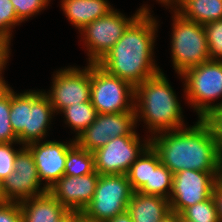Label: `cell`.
Segmentation results:
<instances>
[{
    "label": "cell",
    "mask_w": 222,
    "mask_h": 222,
    "mask_svg": "<svg viewBox=\"0 0 222 222\" xmlns=\"http://www.w3.org/2000/svg\"><path fill=\"white\" fill-rule=\"evenodd\" d=\"M188 0H174L173 3L171 4V9L173 7V11H174V8H175V11H178ZM175 4V6L173 5ZM178 6V8H176Z\"/></svg>",
    "instance_id": "obj_39"
},
{
    "label": "cell",
    "mask_w": 222,
    "mask_h": 222,
    "mask_svg": "<svg viewBox=\"0 0 222 222\" xmlns=\"http://www.w3.org/2000/svg\"><path fill=\"white\" fill-rule=\"evenodd\" d=\"M98 179L96 171L84 176L63 175L48 192L67 211L82 212L93 199Z\"/></svg>",
    "instance_id": "obj_15"
},
{
    "label": "cell",
    "mask_w": 222,
    "mask_h": 222,
    "mask_svg": "<svg viewBox=\"0 0 222 222\" xmlns=\"http://www.w3.org/2000/svg\"><path fill=\"white\" fill-rule=\"evenodd\" d=\"M94 171V154L75 143L67 152L64 175L84 176Z\"/></svg>",
    "instance_id": "obj_22"
},
{
    "label": "cell",
    "mask_w": 222,
    "mask_h": 222,
    "mask_svg": "<svg viewBox=\"0 0 222 222\" xmlns=\"http://www.w3.org/2000/svg\"><path fill=\"white\" fill-rule=\"evenodd\" d=\"M7 202L21 203L48 190L41 186L31 151L23 146L14 161V171L3 181Z\"/></svg>",
    "instance_id": "obj_13"
},
{
    "label": "cell",
    "mask_w": 222,
    "mask_h": 222,
    "mask_svg": "<svg viewBox=\"0 0 222 222\" xmlns=\"http://www.w3.org/2000/svg\"><path fill=\"white\" fill-rule=\"evenodd\" d=\"M203 120L210 126L218 148L222 151V107L212 110Z\"/></svg>",
    "instance_id": "obj_32"
},
{
    "label": "cell",
    "mask_w": 222,
    "mask_h": 222,
    "mask_svg": "<svg viewBox=\"0 0 222 222\" xmlns=\"http://www.w3.org/2000/svg\"><path fill=\"white\" fill-rule=\"evenodd\" d=\"M133 193L126 174L99 175L93 199L82 216L93 222H107L127 211Z\"/></svg>",
    "instance_id": "obj_6"
},
{
    "label": "cell",
    "mask_w": 222,
    "mask_h": 222,
    "mask_svg": "<svg viewBox=\"0 0 222 222\" xmlns=\"http://www.w3.org/2000/svg\"><path fill=\"white\" fill-rule=\"evenodd\" d=\"M212 198L217 210L218 221L222 222V188L218 184L213 188Z\"/></svg>",
    "instance_id": "obj_34"
},
{
    "label": "cell",
    "mask_w": 222,
    "mask_h": 222,
    "mask_svg": "<svg viewBox=\"0 0 222 222\" xmlns=\"http://www.w3.org/2000/svg\"><path fill=\"white\" fill-rule=\"evenodd\" d=\"M19 142L0 143V179L4 181L14 171V161L18 152L12 144Z\"/></svg>",
    "instance_id": "obj_31"
},
{
    "label": "cell",
    "mask_w": 222,
    "mask_h": 222,
    "mask_svg": "<svg viewBox=\"0 0 222 222\" xmlns=\"http://www.w3.org/2000/svg\"><path fill=\"white\" fill-rule=\"evenodd\" d=\"M134 109L136 123L143 118L151 136L186 127L177 95L162 71L135 87Z\"/></svg>",
    "instance_id": "obj_3"
},
{
    "label": "cell",
    "mask_w": 222,
    "mask_h": 222,
    "mask_svg": "<svg viewBox=\"0 0 222 222\" xmlns=\"http://www.w3.org/2000/svg\"><path fill=\"white\" fill-rule=\"evenodd\" d=\"M82 217V213L78 211H67L56 222H77Z\"/></svg>",
    "instance_id": "obj_36"
},
{
    "label": "cell",
    "mask_w": 222,
    "mask_h": 222,
    "mask_svg": "<svg viewBox=\"0 0 222 222\" xmlns=\"http://www.w3.org/2000/svg\"><path fill=\"white\" fill-rule=\"evenodd\" d=\"M140 142L138 135H124L108 141L93 152L95 171L99 175L127 174L131 164L150 144L148 138Z\"/></svg>",
    "instance_id": "obj_10"
},
{
    "label": "cell",
    "mask_w": 222,
    "mask_h": 222,
    "mask_svg": "<svg viewBox=\"0 0 222 222\" xmlns=\"http://www.w3.org/2000/svg\"><path fill=\"white\" fill-rule=\"evenodd\" d=\"M22 222H56L67 210L48 191L20 203Z\"/></svg>",
    "instance_id": "obj_18"
},
{
    "label": "cell",
    "mask_w": 222,
    "mask_h": 222,
    "mask_svg": "<svg viewBox=\"0 0 222 222\" xmlns=\"http://www.w3.org/2000/svg\"><path fill=\"white\" fill-rule=\"evenodd\" d=\"M135 111L97 114L94 122L76 139V143L92 153L108 141L124 135H138L135 131Z\"/></svg>",
    "instance_id": "obj_12"
},
{
    "label": "cell",
    "mask_w": 222,
    "mask_h": 222,
    "mask_svg": "<svg viewBox=\"0 0 222 222\" xmlns=\"http://www.w3.org/2000/svg\"><path fill=\"white\" fill-rule=\"evenodd\" d=\"M22 23L15 13V8L10 0H0V39L9 46L12 37V27Z\"/></svg>",
    "instance_id": "obj_28"
},
{
    "label": "cell",
    "mask_w": 222,
    "mask_h": 222,
    "mask_svg": "<svg viewBox=\"0 0 222 222\" xmlns=\"http://www.w3.org/2000/svg\"><path fill=\"white\" fill-rule=\"evenodd\" d=\"M217 184L222 188V157L220 159V164H219Z\"/></svg>",
    "instance_id": "obj_41"
},
{
    "label": "cell",
    "mask_w": 222,
    "mask_h": 222,
    "mask_svg": "<svg viewBox=\"0 0 222 222\" xmlns=\"http://www.w3.org/2000/svg\"><path fill=\"white\" fill-rule=\"evenodd\" d=\"M187 102L196 110L198 119H204L212 110L222 107V101H211L222 96V61H207L184 71Z\"/></svg>",
    "instance_id": "obj_4"
},
{
    "label": "cell",
    "mask_w": 222,
    "mask_h": 222,
    "mask_svg": "<svg viewBox=\"0 0 222 222\" xmlns=\"http://www.w3.org/2000/svg\"><path fill=\"white\" fill-rule=\"evenodd\" d=\"M50 0H10L15 8L17 18L24 22L48 6Z\"/></svg>",
    "instance_id": "obj_30"
},
{
    "label": "cell",
    "mask_w": 222,
    "mask_h": 222,
    "mask_svg": "<svg viewBox=\"0 0 222 222\" xmlns=\"http://www.w3.org/2000/svg\"><path fill=\"white\" fill-rule=\"evenodd\" d=\"M171 54L178 75L187 69L209 61L204 25L185 19L174 10Z\"/></svg>",
    "instance_id": "obj_5"
},
{
    "label": "cell",
    "mask_w": 222,
    "mask_h": 222,
    "mask_svg": "<svg viewBox=\"0 0 222 222\" xmlns=\"http://www.w3.org/2000/svg\"><path fill=\"white\" fill-rule=\"evenodd\" d=\"M198 24L222 20V0H188L178 11Z\"/></svg>",
    "instance_id": "obj_21"
},
{
    "label": "cell",
    "mask_w": 222,
    "mask_h": 222,
    "mask_svg": "<svg viewBox=\"0 0 222 222\" xmlns=\"http://www.w3.org/2000/svg\"><path fill=\"white\" fill-rule=\"evenodd\" d=\"M135 88L110 75L98 64H91V103L98 114L135 111Z\"/></svg>",
    "instance_id": "obj_7"
},
{
    "label": "cell",
    "mask_w": 222,
    "mask_h": 222,
    "mask_svg": "<svg viewBox=\"0 0 222 222\" xmlns=\"http://www.w3.org/2000/svg\"><path fill=\"white\" fill-rule=\"evenodd\" d=\"M159 1L160 3L164 4L165 6H171V4L173 3L174 0H157Z\"/></svg>",
    "instance_id": "obj_43"
},
{
    "label": "cell",
    "mask_w": 222,
    "mask_h": 222,
    "mask_svg": "<svg viewBox=\"0 0 222 222\" xmlns=\"http://www.w3.org/2000/svg\"><path fill=\"white\" fill-rule=\"evenodd\" d=\"M107 222H134V221L132 220L131 215L126 211L125 213L117 215Z\"/></svg>",
    "instance_id": "obj_38"
},
{
    "label": "cell",
    "mask_w": 222,
    "mask_h": 222,
    "mask_svg": "<svg viewBox=\"0 0 222 222\" xmlns=\"http://www.w3.org/2000/svg\"><path fill=\"white\" fill-rule=\"evenodd\" d=\"M218 173L183 170L173 174L169 196L170 210L181 213L185 208L203 202L212 196Z\"/></svg>",
    "instance_id": "obj_11"
},
{
    "label": "cell",
    "mask_w": 222,
    "mask_h": 222,
    "mask_svg": "<svg viewBox=\"0 0 222 222\" xmlns=\"http://www.w3.org/2000/svg\"><path fill=\"white\" fill-rule=\"evenodd\" d=\"M12 130L18 137L28 128V91L17 94L10 87V116Z\"/></svg>",
    "instance_id": "obj_24"
},
{
    "label": "cell",
    "mask_w": 222,
    "mask_h": 222,
    "mask_svg": "<svg viewBox=\"0 0 222 222\" xmlns=\"http://www.w3.org/2000/svg\"><path fill=\"white\" fill-rule=\"evenodd\" d=\"M0 222H22L20 203H0Z\"/></svg>",
    "instance_id": "obj_33"
},
{
    "label": "cell",
    "mask_w": 222,
    "mask_h": 222,
    "mask_svg": "<svg viewBox=\"0 0 222 222\" xmlns=\"http://www.w3.org/2000/svg\"><path fill=\"white\" fill-rule=\"evenodd\" d=\"M160 222H182V218L179 213L171 211Z\"/></svg>",
    "instance_id": "obj_37"
},
{
    "label": "cell",
    "mask_w": 222,
    "mask_h": 222,
    "mask_svg": "<svg viewBox=\"0 0 222 222\" xmlns=\"http://www.w3.org/2000/svg\"><path fill=\"white\" fill-rule=\"evenodd\" d=\"M8 86L4 79H0V93Z\"/></svg>",
    "instance_id": "obj_42"
},
{
    "label": "cell",
    "mask_w": 222,
    "mask_h": 222,
    "mask_svg": "<svg viewBox=\"0 0 222 222\" xmlns=\"http://www.w3.org/2000/svg\"><path fill=\"white\" fill-rule=\"evenodd\" d=\"M10 116V87L0 93V143L18 142L9 119Z\"/></svg>",
    "instance_id": "obj_27"
},
{
    "label": "cell",
    "mask_w": 222,
    "mask_h": 222,
    "mask_svg": "<svg viewBox=\"0 0 222 222\" xmlns=\"http://www.w3.org/2000/svg\"><path fill=\"white\" fill-rule=\"evenodd\" d=\"M149 143L173 174L186 169L218 173L222 151L203 119L190 127L155 134Z\"/></svg>",
    "instance_id": "obj_2"
},
{
    "label": "cell",
    "mask_w": 222,
    "mask_h": 222,
    "mask_svg": "<svg viewBox=\"0 0 222 222\" xmlns=\"http://www.w3.org/2000/svg\"><path fill=\"white\" fill-rule=\"evenodd\" d=\"M53 76L51 90L44 94L57 114L70 105L91 101V64L82 70L75 66L60 69Z\"/></svg>",
    "instance_id": "obj_9"
},
{
    "label": "cell",
    "mask_w": 222,
    "mask_h": 222,
    "mask_svg": "<svg viewBox=\"0 0 222 222\" xmlns=\"http://www.w3.org/2000/svg\"><path fill=\"white\" fill-rule=\"evenodd\" d=\"M77 222H93V221L87 220L82 216Z\"/></svg>",
    "instance_id": "obj_44"
},
{
    "label": "cell",
    "mask_w": 222,
    "mask_h": 222,
    "mask_svg": "<svg viewBox=\"0 0 222 222\" xmlns=\"http://www.w3.org/2000/svg\"><path fill=\"white\" fill-rule=\"evenodd\" d=\"M61 7L79 31L114 9L107 0H61Z\"/></svg>",
    "instance_id": "obj_17"
},
{
    "label": "cell",
    "mask_w": 222,
    "mask_h": 222,
    "mask_svg": "<svg viewBox=\"0 0 222 222\" xmlns=\"http://www.w3.org/2000/svg\"><path fill=\"white\" fill-rule=\"evenodd\" d=\"M127 212L134 222H160L171 210L166 198L134 192Z\"/></svg>",
    "instance_id": "obj_19"
},
{
    "label": "cell",
    "mask_w": 222,
    "mask_h": 222,
    "mask_svg": "<svg viewBox=\"0 0 222 222\" xmlns=\"http://www.w3.org/2000/svg\"><path fill=\"white\" fill-rule=\"evenodd\" d=\"M72 140L69 143L46 140L26 145L34 157L40 181H46L43 185L47 190L64 175L67 152L76 143Z\"/></svg>",
    "instance_id": "obj_14"
},
{
    "label": "cell",
    "mask_w": 222,
    "mask_h": 222,
    "mask_svg": "<svg viewBox=\"0 0 222 222\" xmlns=\"http://www.w3.org/2000/svg\"><path fill=\"white\" fill-rule=\"evenodd\" d=\"M6 197L4 192V184L3 181L0 179V203H6Z\"/></svg>",
    "instance_id": "obj_40"
},
{
    "label": "cell",
    "mask_w": 222,
    "mask_h": 222,
    "mask_svg": "<svg viewBox=\"0 0 222 222\" xmlns=\"http://www.w3.org/2000/svg\"><path fill=\"white\" fill-rule=\"evenodd\" d=\"M61 112L64 114L65 123L68 124L72 130H76L75 139L94 122L98 114L91 101L70 105Z\"/></svg>",
    "instance_id": "obj_23"
},
{
    "label": "cell",
    "mask_w": 222,
    "mask_h": 222,
    "mask_svg": "<svg viewBox=\"0 0 222 222\" xmlns=\"http://www.w3.org/2000/svg\"><path fill=\"white\" fill-rule=\"evenodd\" d=\"M10 50V46L4 40L0 39V79H4L2 71L9 59Z\"/></svg>",
    "instance_id": "obj_35"
},
{
    "label": "cell",
    "mask_w": 222,
    "mask_h": 222,
    "mask_svg": "<svg viewBox=\"0 0 222 222\" xmlns=\"http://www.w3.org/2000/svg\"><path fill=\"white\" fill-rule=\"evenodd\" d=\"M180 215L182 220L188 222H219L212 196L203 202L185 208Z\"/></svg>",
    "instance_id": "obj_26"
},
{
    "label": "cell",
    "mask_w": 222,
    "mask_h": 222,
    "mask_svg": "<svg viewBox=\"0 0 222 222\" xmlns=\"http://www.w3.org/2000/svg\"><path fill=\"white\" fill-rule=\"evenodd\" d=\"M172 184L173 173L160 162L157 152L151 146L150 184H144L137 192L169 199Z\"/></svg>",
    "instance_id": "obj_20"
},
{
    "label": "cell",
    "mask_w": 222,
    "mask_h": 222,
    "mask_svg": "<svg viewBox=\"0 0 222 222\" xmlns=\"http://www.w3.org/2000/svg\"><path fill=\"white\" fill-rule=\"evenodd\" d=\"M126 175L134 192H137L144 184H150V176H151L150 144L131 164V167Z\"/></svg>",
    "instance_id": "obj_25"
},
{
    "label": "cell",
    "mask_w": 222,
    "mask_h": 222,
    "mask_svg": "<svg viewBox=\"0 0 222 222\" xmlns=\"http://www.w3.org/2000/svg\"><path fill=\"white\" fill-rule=\"evenodd\" d=\"M157 27L150 11H143L97 64L134 88L156 76L161 72L153 59Z\"/></svg>",
    "instance_id": "obj_1"
},
{
    "label": "cell",
    "mask_w": 222,
    "mask_h": 222,
    "mask_svg": "<svg viewBox=\"0 0 222 222\" xmlns=\"http://www.w3.org/2000/svg\"><path fill=\"white\" fill-rule=\"evenodd\" d=\"M55 111L43 91H28V128L18 136V142L26 146L46 137L47 128Z\"/></svg>",
    "instance_id": "obj_16"
},
{
    "label": "cell",
    "mask_w": 222,
    "mask_h": 222,
    "mask_svg": "<svg viewBox=\"0 0 222 222\" xmlns=\"http://www.w3.org/2000/svg\"><path fill=\"white\" fill-rule=\"evenodd\" d=\"M211 61H222V20L204 24Z\"/></svg>",
    "instance_id": "obj_29"
},
{
    "label": "cell",
    "mask_w": 222,
    "mask_h": 222,
    "mask_svg": "<svg viewBox=\"0 0 222 222\" xmlns=\"http://www.w3.org/2000/svg\"><path fill=\"white\" fill-rule=\"evenodd\" d=\"M150 9L145 5L136 13L127 18L119 11L113 9L108 14L86 25L79 32L84 37L87 47L89 64H97L104 55L122 37L127 27L143 12Z\"/></svg>",
    "instance_id": "obj_8"
}]
</instances>
